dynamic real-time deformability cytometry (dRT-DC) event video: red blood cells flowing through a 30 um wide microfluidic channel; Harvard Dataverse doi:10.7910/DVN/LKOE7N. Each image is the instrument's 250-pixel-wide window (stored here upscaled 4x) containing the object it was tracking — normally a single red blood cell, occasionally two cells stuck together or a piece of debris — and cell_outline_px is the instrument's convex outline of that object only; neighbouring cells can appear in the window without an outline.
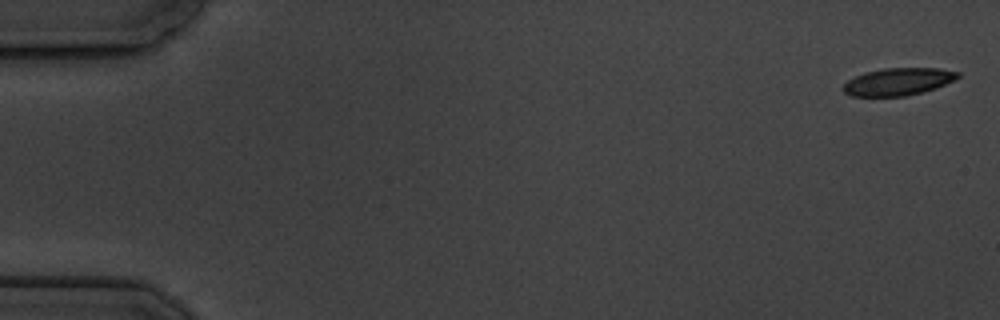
{"species": "common noctule bat (a hibernating species)", "species_latin": "Nyctalus noctula", "temperature_condition": "cold", "stored_images_in_passage": 8, "camera_frame_rate_fps": 3000, "um_per_image_px": 0.085, "animal": {"sex": "male", "body_mass_g": 19.5, "forearm_length_mm": 54.6}, "frame": {"image": 1, "passage_image": 1, "time_ms": 0.0, "image_size_px": [1000, 320], "cell_outline_px": [[960, 76], [936, 88], [904, 96], [852, 96], [844, 92], [840, 88], [848, 80], [864, 72], [884, 68], [940, 68], [960, 72]], "centroid_in_image_um": [76.31, 6.93], "position_along_channel_um": 8.7, "area_um2": 18.21}}
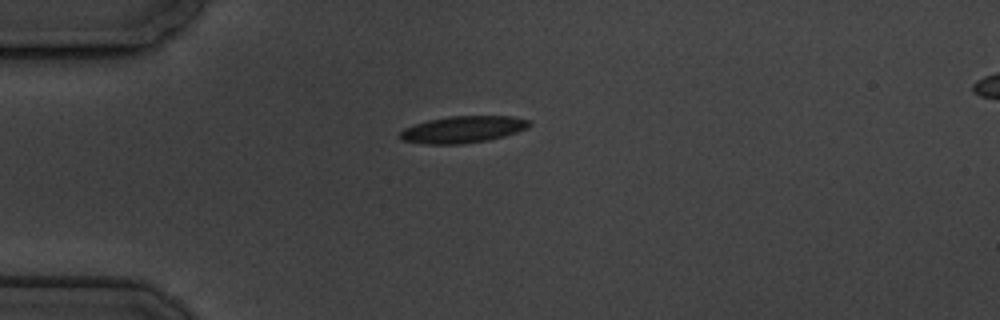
{"frame": {"image": 2, "passage_image": 5, "time_ms": 4.667, "image_size_px": [1000, 320], "cell_outline_px": [[532, 124], [528, 128], [504, 136], [488, 140], [464, 144], [424, 144], [400, 140], [400, 132], [404, 128], [428, 120], [452, 116], [512, 116], [528, 120]], "centroid_in_image_um": [39.35, 11.01], "position_along_channel_um": 45.7, "area_um2": 20.17}}
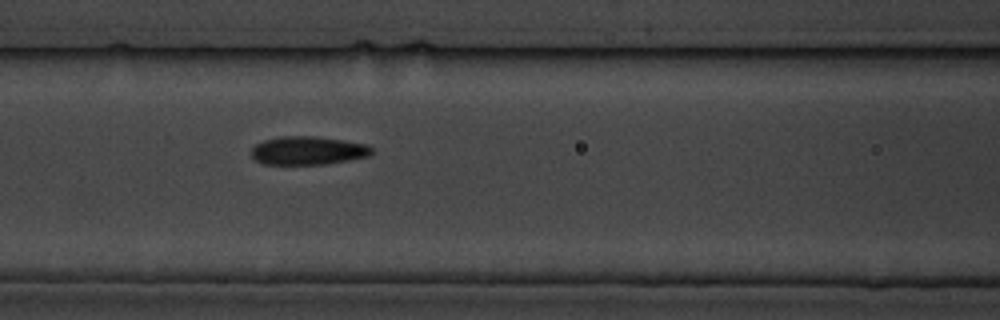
{"frame": {"image": 3, "passage_image": 8, "time_ms": 8.0, "image_size_px": [1000, 320], "cell_outline_px": [[372, 152], [368, 156], [348, 160], [324, 164], [264, 164], [256, 160], [252, 156], [252, 148], [256, 144], [264, 140], [280, 136], [316, 136], [344, 140], [368, 144], [372, 148]], "centroid_in_image_um": [26.18, 12.79], "position_along_channel_um": 140.4, "area_um2": 19.88}}